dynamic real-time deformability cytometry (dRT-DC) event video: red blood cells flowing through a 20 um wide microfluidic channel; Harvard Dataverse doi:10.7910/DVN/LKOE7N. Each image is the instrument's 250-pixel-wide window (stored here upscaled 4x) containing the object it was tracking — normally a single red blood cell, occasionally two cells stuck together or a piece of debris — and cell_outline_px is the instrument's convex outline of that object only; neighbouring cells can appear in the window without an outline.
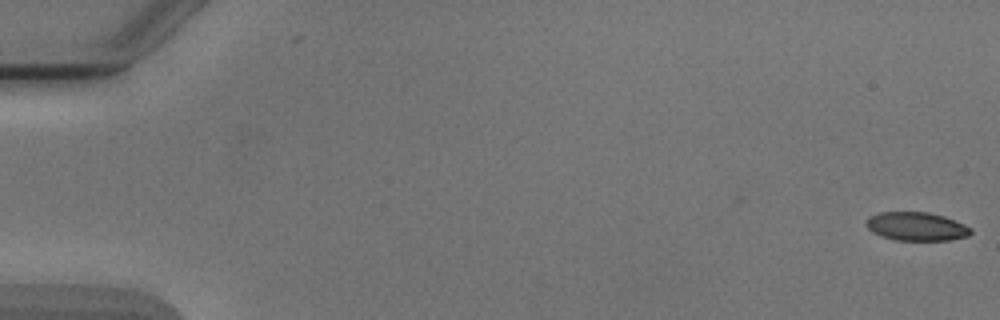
{"species": "Egyptian fruit bat (a non-hibernating species)", "species_latin": "Rousettus aegyptiacus", "temperature_condition": "cold", "stored_images_in_passage": 6, "camera_frame_rate_fps": 3000, "um_per_image_px": 0.085, "animal": {"sex": "male"}, "frame": {"image": 1, "passage_image": 1, "time_ms": 0.0, "image_size_px": [1000, 320], "cell_outline_px": [[972, 232], [968, 236], [948, 240], [896, 240], [880, 236], [872, 232], [864, 224], [868, 216], [880, 212], [928, 212], [944, 216], [964, 224], [972, 228]], "centroid_in_image_um": [77.87, 19.24], "position_along_channel_um": 7.1, "area_um2": 17.51}}